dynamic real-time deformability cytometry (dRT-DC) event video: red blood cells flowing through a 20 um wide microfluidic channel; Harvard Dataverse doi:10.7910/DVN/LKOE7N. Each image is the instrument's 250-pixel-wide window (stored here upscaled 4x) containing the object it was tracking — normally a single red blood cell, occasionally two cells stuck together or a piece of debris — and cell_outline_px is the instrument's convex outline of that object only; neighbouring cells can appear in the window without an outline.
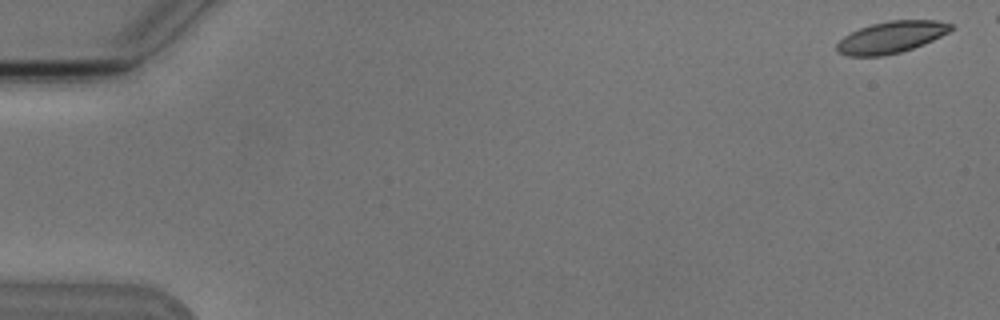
{"species": "Egyptian fruit bat (a non-hibernating species)", "species_latin": "Rousettus aegyptiacus", "temperature_condition": "cold", "stored_images_in_passage": 10, "camera_frame_rate_fps": 3000, "um_per_image_px": 0.085, "animal": {"sex": "male"}, "frame": {"image": 1, "passage_image": 1, "time_ms": 0.0, "image_size_px": [1000, 320], "cell_outline_px": [[956, 28], [924, 44], [900, 52], [884, 56], [848, 56], [836, 52], [836, 44], [844, 36], [860, 28], [872, 24], [888, 20], [936, 20], [952, 24]], "centroid_in_image_um": [75.75, 3.16], "position_along_channel_um": 9.3, "area_um2": 21.1}}
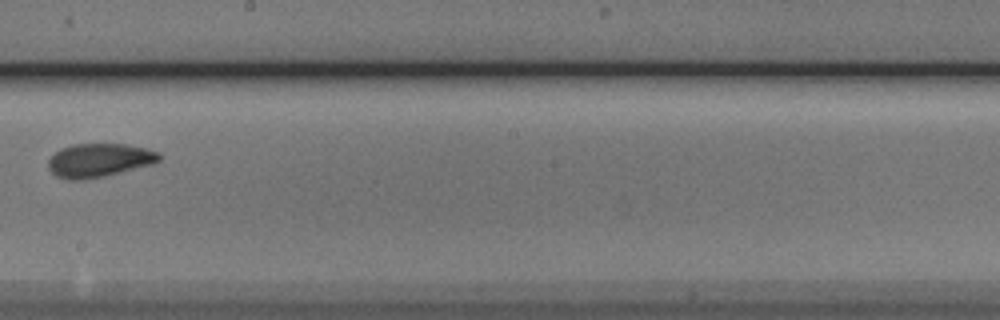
{"frame": {"image": 2, "passage_image": 9, "time_ms": 10.333, "image_size_px": [1000, 320], "cell_outline_px": [[160, 160], [152, 164], [104, 176], [80, 180], [72, 180], [56, 176], [48, 168], [48, 160], [60, 148], [72, 144], [124, 144], [144, 148], [160, 152]], "centroid_in_image_um": [8.41, 13.61], "position_along_channel_um": 239.8, "area_um2": 21.56}}
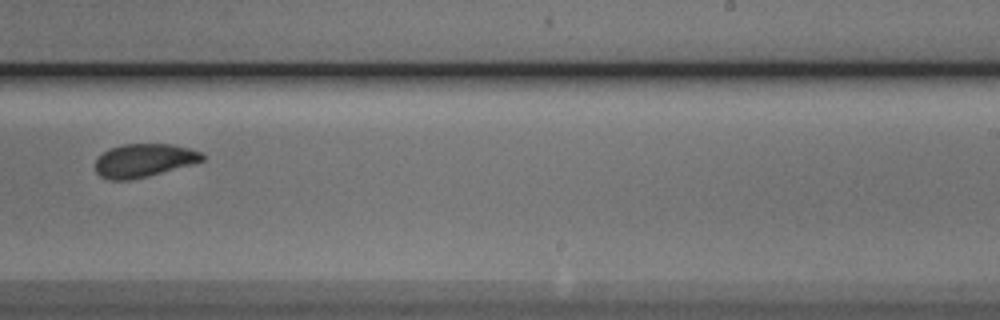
{"frame": {"image": 3, "passage_image": 10, "time_ms": 11.333, "image_size_px": [1000, 320], "cell_outline_px": [[204, 160], [160, 172], [128, 180], [108, 180], [100, 176], [96, 172], [96, 156], [108, 148], [124, 144], [172, 144], [188, 148], [200, 152], [204, 156]], "centroid_in_image_um": [12.15, 13.62], "position_along_channel_um": 276.9, "area_um2": 20.46}}